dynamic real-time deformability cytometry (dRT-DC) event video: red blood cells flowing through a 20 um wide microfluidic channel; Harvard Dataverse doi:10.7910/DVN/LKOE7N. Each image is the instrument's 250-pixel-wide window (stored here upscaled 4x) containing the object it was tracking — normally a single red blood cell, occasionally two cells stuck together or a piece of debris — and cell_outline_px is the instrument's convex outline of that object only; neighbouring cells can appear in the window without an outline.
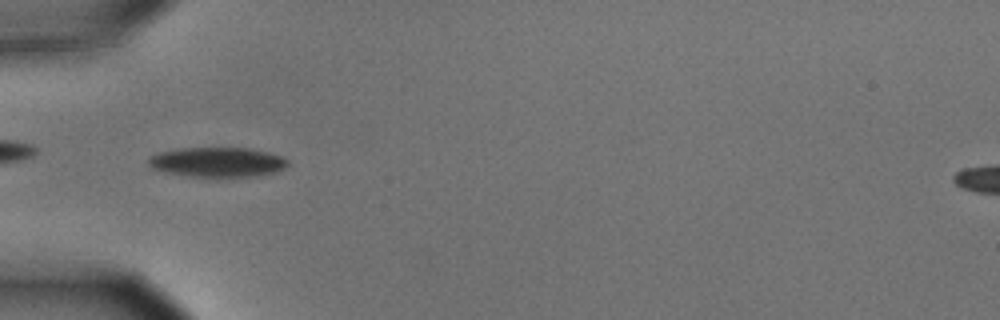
{"species": "common noctule bat (a hibernating species)", "species_latin": "Nyctalus noctula", "temperature_condition": "cold", "stored_images_in_passage": 40, "camera_frame_rate_fps": 3000, "um_per_image_px": 0.085, "animal": {"sex": "male", "body_mass_g": 15.6}, "frame": {"image": 1, "passage_image": 7, "time_ms": 2.0, "image_size_px": [1000, 320], "cell_outline_px": [[288, 164], [284, 168], [276, 172], [256, 176], [188, 176], [164, 172], [152, 168], [148, 164], [148, 156], [160, 152], [180, 148], [248, 148], [268, 152], [280, 156], [288, 160]], "centroid_in_image_um": [18.46, 13.77], "position_along_channel_um": 66.5, "area_um2": 24.04}}
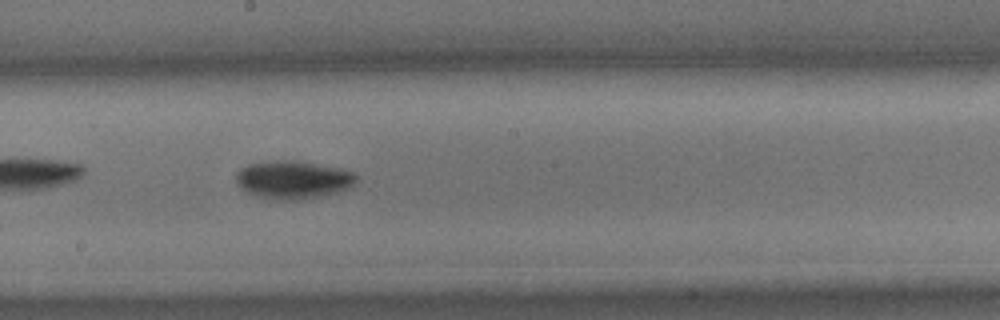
{"frame": {"image": 2, "passage_image": 20, "time_ms": 6.333, "image_size_px": [1000, 320], "cell_outline_px": [[356, 180], [348, 188], [340, 192], [320, 196], [292, 200], [276, 200], [256, 196], [244, 192], [240, 188], [236, 180], [236, 172], [240, 168], [248, 164], [276, 160], [292, 160], [336, 168], [352, 172], [356, 176]], "centroid_in_image_um": [24.84, 15.29], "position_along_channel_um": 223.4, "area_um2": 26.47}}
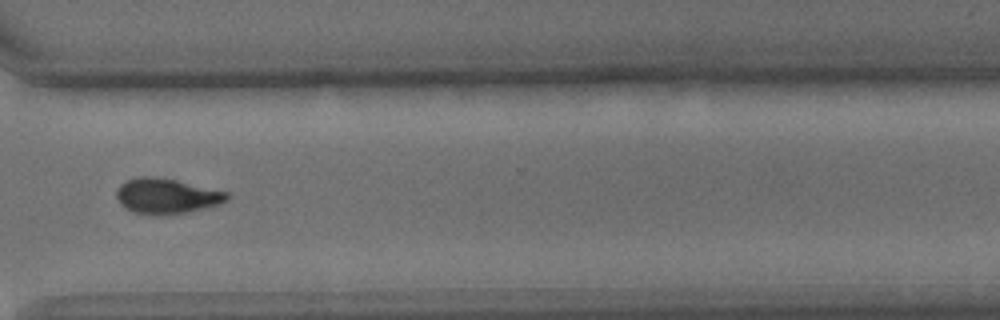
{"frame": {"image": 3, "passage_image": 31, "time_ms": 10.0, "image_size_px": [1000, 320], "cell_outline_px": [[228, 200], [220, 204], [204, 208], [184, 212], [132, 212], [124, 208], [120, 204], [116, 196], [116, 188], [124, 180], [136, 176], [152, 176], [176, 180], [228, 192]], "centroid_in_image_um": [14.11, 16.61], "position_along_channel_um": 356.5, "area_um2": 22.2}, "authors_computed_cell_mechanics": {"area_um2": 24.1893, "velocity_mm_per_s": 3.6362, "shape_relaxation_time_tau1_ms": 2.1321, "shape_relaxation_time_tau2_ms": null, "deformation_change_tau1": 0.1246, "deformation_change_tau2": null}}